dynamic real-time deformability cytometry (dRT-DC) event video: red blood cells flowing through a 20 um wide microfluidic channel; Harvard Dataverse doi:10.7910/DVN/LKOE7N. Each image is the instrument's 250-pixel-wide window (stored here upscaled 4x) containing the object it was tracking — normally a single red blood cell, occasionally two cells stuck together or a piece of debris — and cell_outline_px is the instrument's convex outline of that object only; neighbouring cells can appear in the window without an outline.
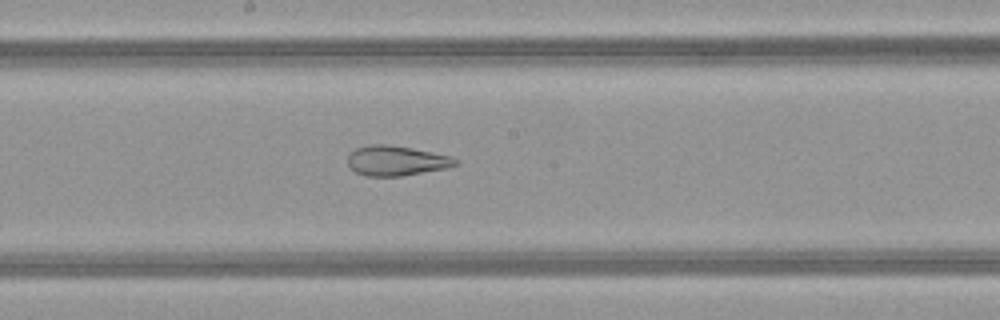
{"species": "common noctule bat (a hibernating species)", "species_latin": "Nyctalus noctula", "temperature_condition": "warm", "stored_images_in_passage": 49, "camera_frame_rate_fps": 3000, "um_per_image_px": 0.085, "animal": {"sex": "female", "body_mass_g": 21.9}, "frame": {"image": 1, "passage_image": 26, "time_ms": 8.333, "image_size_px": [1000, 320], "cell_outline_px": [[460, 164], [448, 168], [400, 176], [364, 176], [356, 172], [348, 164], [348, 152], [356, 148], [368, 144], [388, 144], [412, 148], [452, 156], [460, 160]], "centroid_in_image_um": [33.71, 13.65], "position_along_channel_um": 214.5, "area_um2": 19.07}}
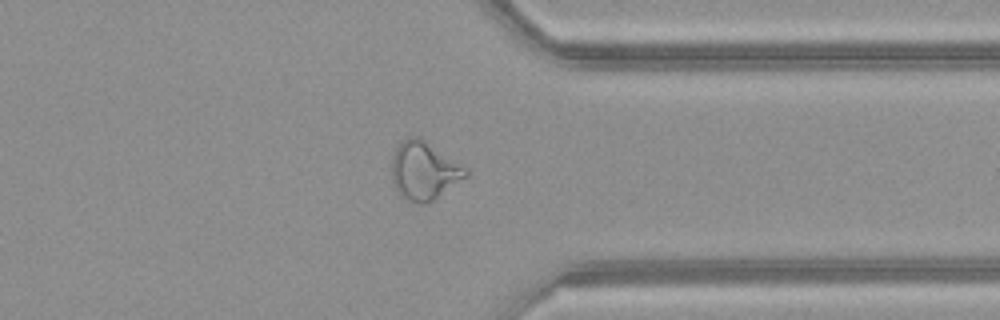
{"frame": {"image": 2, "passage_image": 38, "time_ms": 12.333, "image_size_px": [1000, 320], "cell_outline_px": [[468, 176], [432, 200], [424, 204], [420, 204], [408, 200], [400, 196], [392, 180], [392, 156], [396, 148], [408, 136], [420, 136], [468, 168]], "centroid_in_image_um": [36.05, 14.49], "position_along_channel_um": 375.3, "area_um2": 25.09}}
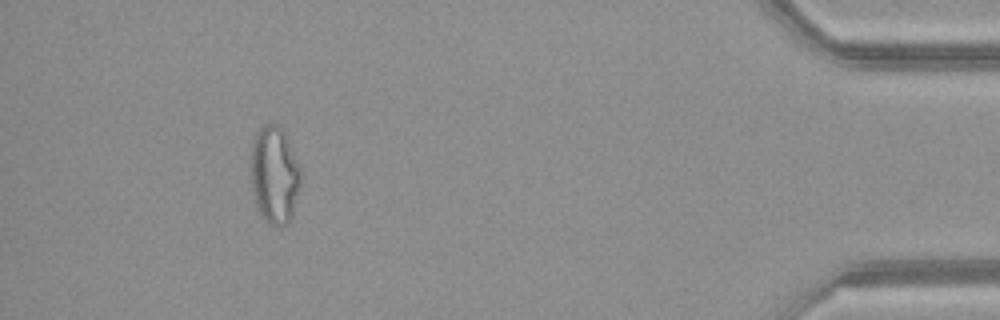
{"frame": {"image": 3, "passage_image": 45, "time_ms": 14.667, "image_size_px": [1000, 320], "cell_outline_px": [[300, 188], [292, 216], [280, 228], [276, 228], [260, 212], [252, 188], [252, 144], [256, 132], [264, 124], [276, 124], [284, 128], [300, 168]], "centroid_in_image_um": [23.36, 14.82], "position_along_channel_um": 411.8, "area_um2": 27.98}, "authors_computed_cell_mechanics": {"area_um2": 26.7614, "velocity_mm_per_s": 4.1435, "shape_relaxation_time_tau1_ms": null, "shape_relaxation_time_tau2_ms": 1.4414, "deformation_change_tau1": null, "deformation_change_tau2": 0.108}}